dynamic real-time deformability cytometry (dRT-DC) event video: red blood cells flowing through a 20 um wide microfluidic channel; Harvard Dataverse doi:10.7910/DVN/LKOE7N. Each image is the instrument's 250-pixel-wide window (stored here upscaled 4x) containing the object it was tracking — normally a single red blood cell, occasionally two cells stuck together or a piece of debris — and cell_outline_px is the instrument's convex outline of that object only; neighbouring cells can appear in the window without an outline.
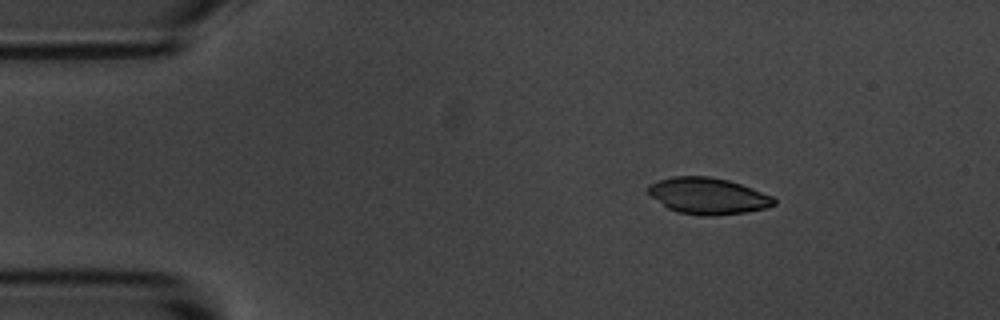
{"species": "common noctule bat (a hibernating species)", "species_latin": "Nyctalus noctula", "temperature_condition": "room temperature", "stored_images_in_passage": 3, "camera_frame_rate_fps": 3000, "um_per_image_px": 0.085, "animal": {"sex": "male", "body_mass_g": 20.1, "forearm_length_mm": 53.5}, "frame": {"image": 1, "passage_image": 2, "time_ms": 1.333, "image_size_px": [1000, 320], "cell_outline_px": [[776, 204], [764, 208], [744, 212], [716, 216], [704, 216], [676, 212], [668, 208], [652, 196], [648, 192], [648, 184], [672, 176], [708, 176], [728, 180], [752, 188], [772, 196], [776, 200]], "centroid_in_image_um": [60.17, 16.65], "position_along_channel_um": 24.8, "area_um2": 26.53}}